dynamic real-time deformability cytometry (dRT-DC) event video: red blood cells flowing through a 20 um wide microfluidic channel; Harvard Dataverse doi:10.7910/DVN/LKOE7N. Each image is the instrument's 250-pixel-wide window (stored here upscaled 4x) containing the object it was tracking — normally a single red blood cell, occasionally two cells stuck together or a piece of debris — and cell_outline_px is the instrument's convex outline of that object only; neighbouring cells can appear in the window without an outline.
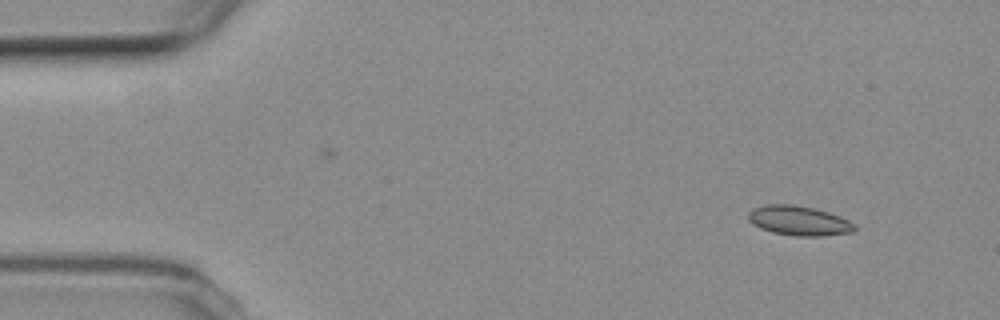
{"species": "common noctule bat (a hibernating species)", "species_latin": "Nyctalus noctula", "temperature_condition": "room temperature", "stored_images_in_passage": 5, "camera_frame_rate_fps": 3000, "um_per_image_px": 0.085, "animal": {"sex": "female", "body_mass_g": 19.3, "forearm_length_mm": 54.1}, "frame": {"image": 1, "passage_image": 2, "time_ms": 1.333, "image_size_px": [1000, 320], "cell_outline_px": [[856, 228], [852, 232], [820, 236], [796, 236], [772, 232], [760, 228], [752, 224], [748, 220], [748, 212], [752, 208], [764, 204], [792, 204], [812, 208], [828, 212], [840, 216], [856, 224]], "centroid_in_image_um": [67.87, 18.75], "position_along_channel_um": 17.1, "area_um2": 18.44}}
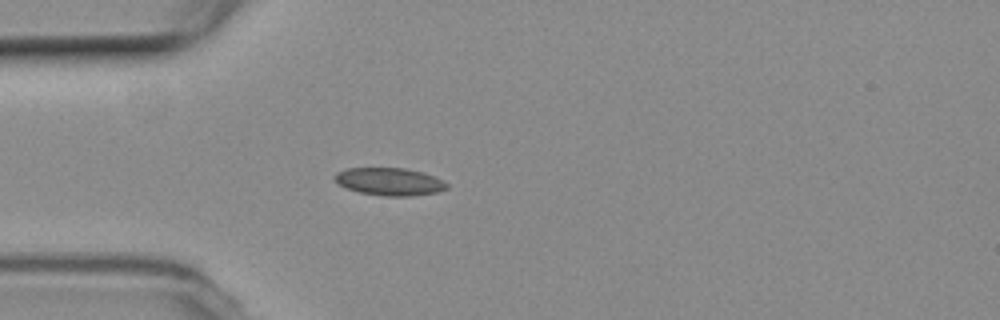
{"frame": {"image": 2, "passage_image": 5, "time_ms": 4.667, "image_size_px": [1000, 320], "cell_outline_px": [[448, 188], [436, 192], [408, 196], [384, 196], [360, 192], [336, 184], [332, 176], [336, 172], [344, 168], [404, 168], [424, 172], [444, 180], [448, 184]], "centroid_in_image_um": [33.08, 15.42], "position_along_channel_um": 51.9, "area_um2": 18.21}}